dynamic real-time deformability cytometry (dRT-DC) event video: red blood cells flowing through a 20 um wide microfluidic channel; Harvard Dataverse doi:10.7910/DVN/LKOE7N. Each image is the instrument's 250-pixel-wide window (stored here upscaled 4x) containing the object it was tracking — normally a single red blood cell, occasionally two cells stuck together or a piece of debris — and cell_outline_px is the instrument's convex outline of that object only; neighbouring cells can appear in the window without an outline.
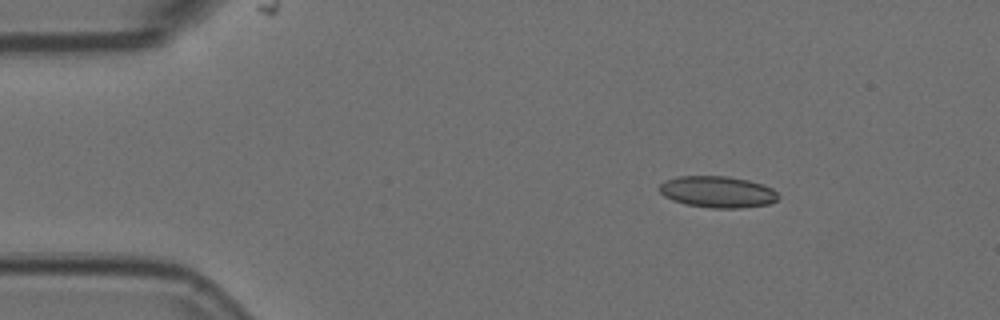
{"species": "Egyptian fruit bat (a non-hibernating species)", "species_latin": "Rousettus aegyptiacus", "temperature_condition": "room temperature", "stored_images_in_passage": 48, "camera_frame_rate_fps": 3000, "um_per_image_px": 0.085, "animal": {"sex": "female"}, "frame": {"image": 1, "passage_image": 1, "time_ms": 0.0, "image_size_px": [1000, 320], "cell_outline_px": [[780, 196], [776, 200], [768, 204], [740, 208], [712, 208], [688, 204], [672, 200], [664, 196], [660, 192], [660, 184], [664, 180], [676, 176], [728, 176], [748, 180], [772, 188]], "centroid_in_image_um": [60.97, 16.3], "position_along_channel_um": 24.0, "area_um2": 21.73}}
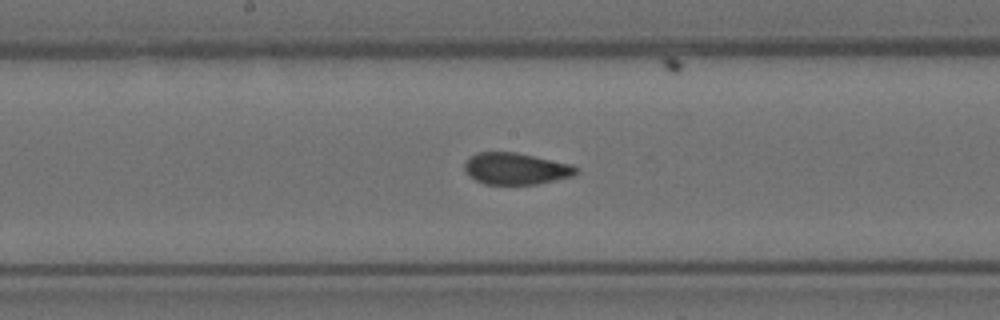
{"frame": {"image": 2, "passage_image": 21, "time_ms": 6.667, "image_size_px": [1000, 320], "cell_outline_px": [[580, 172], [576, 176], [536, 184], [484, 184], [476, 180], [464, 168], [464, 164], [476, 152], [516, 152], [572, 164], [580, 168]], "centroid_in_image_um": [43.94, 14.33], "position_along_channel_um": 204.3, "area_um2": 20.63}}
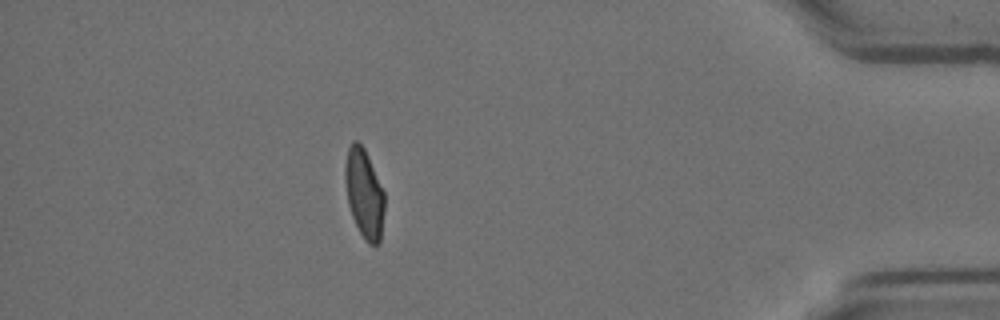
{"frame": {"image": 3, "passage_image": 41, "time_ms": 13.333, "image_size_px": [1000, 320], "cell_outline_px": [[384, 212], [380, 244], [368, 244], [364, 240], [352, 216], [348, 204], [344, 176], [344, 168], [348, 148], [352, 140], [356, 140], [364, 148], [368, 156], [384, 192]], "centroid_in_image_um": [30.95, 16.46], "position_along_channel_um": 404.3, "area_um2": 20.46}, "authors_computed_cell_mechanics": {"area_um2": 20.8947, "velocity_mm_per_s": 3.7327, "shape_relaxation_time_tau1_ms": null, "shape_relaxation_time_tau2_ms": 1.0184, "deformation_change_tau1": null, "deformation_change_tau2": 0.0591}}